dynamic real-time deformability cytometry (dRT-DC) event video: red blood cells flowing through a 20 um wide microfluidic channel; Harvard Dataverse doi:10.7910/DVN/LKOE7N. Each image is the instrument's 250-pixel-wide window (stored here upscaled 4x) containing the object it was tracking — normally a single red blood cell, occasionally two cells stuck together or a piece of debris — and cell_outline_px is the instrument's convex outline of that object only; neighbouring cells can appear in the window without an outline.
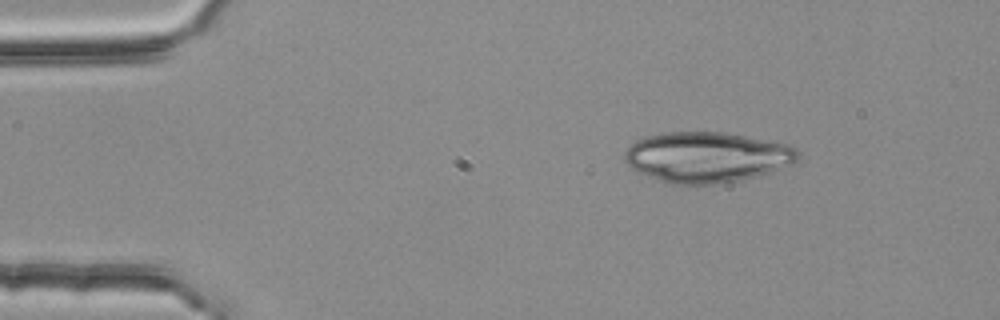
{"species": "common noctule bat (a hibernating species)", "species_latin": "Nyctalus noctula", "temperature_condition": "room temperature", "stored_images_in_passage": 3, "camera_frame_rate_fps": 3000, "um_per_image_px": 0.085, "animal": {"sex": "female", "body_mass_g": 25.1}, "frame": {"image": 1, "passage_image": 3, "time_ms": 0.667, "image_size_px": [1000, 320], "cell_outline_px": [[800, 152], [796, 160], [792, 164], [768, 172], [720, 184], [672, 184], [636, 172], [624, 160], [624, 152], [636, 140], [644, 136], [664, 132], [724, 132], [788, 144], [796, 148]], "centroid_in_image_um": [60.04, 13.34], "position_along_channel_um": 25.0, "area_um2": 50.75}}